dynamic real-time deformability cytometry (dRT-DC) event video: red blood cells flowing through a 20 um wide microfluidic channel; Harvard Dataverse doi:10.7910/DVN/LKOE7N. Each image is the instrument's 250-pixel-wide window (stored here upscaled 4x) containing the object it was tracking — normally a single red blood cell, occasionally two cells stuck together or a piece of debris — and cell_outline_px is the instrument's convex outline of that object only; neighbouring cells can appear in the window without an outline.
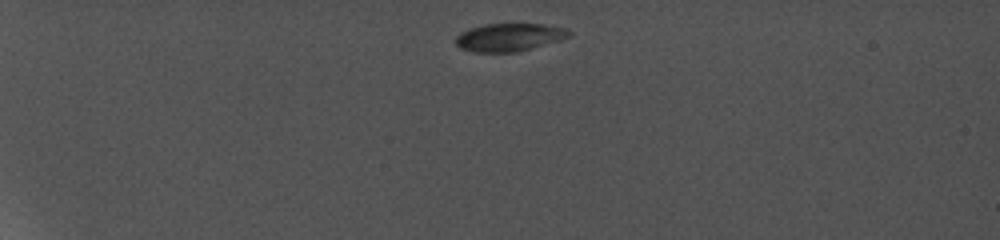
{"species": "common noctule bat (a hibernating species)", "species_latin": "Nyctalus noctula", "temperature_condition": "cold", "stored_images_in_passage": 5, "camera_frame_rate_fps": 5000, "um_per_image_px": 0.085, "animal": {"sex": "female", "body_mass_g": 19.0, "forearm_length_mm": 56.7}, "frame": {"image": 1, "passage_image": 1, "time_ms": 0.0, "image_size_px": [1000, 240], "cell_outline_px": [[572, 32], [568, 36], [560, 40], [516, 52], [476, 52], [460, 48], [456, 44], [456, 36], [460, 32], [468, 28], [484, 24], [544, 24], [568, 28]], "centroid_in_image_um": [43.27, 3.15], "position_along_channel_um": 41.7, "area_um2": 18.44}}
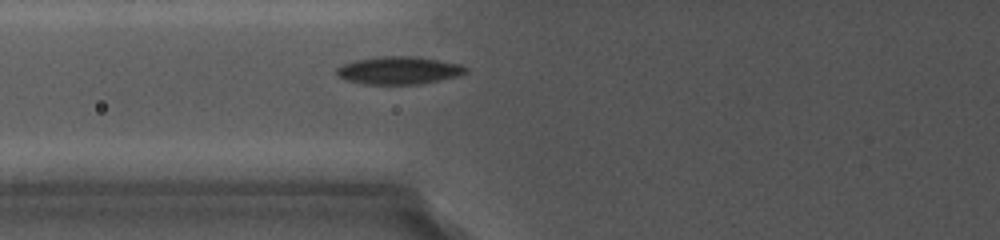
{"frame": {"image": 2, "passage_image": 5, "time_ms": 3.6, "image_size_px": [1000, 240], "cell_outline_px": [[468, 72], [456, 76], [416, 84], [368, 84], [348, 80], [340, 76], [336, 72], [336, 68], [344, 64], [356, 60], [376, 56], [420, 56], [460, 64], [468, 68]], "centroid_in_image_um": [33.92, 5.96], "position_along_channel_um": 91.9, "area_um2": 20.63}}